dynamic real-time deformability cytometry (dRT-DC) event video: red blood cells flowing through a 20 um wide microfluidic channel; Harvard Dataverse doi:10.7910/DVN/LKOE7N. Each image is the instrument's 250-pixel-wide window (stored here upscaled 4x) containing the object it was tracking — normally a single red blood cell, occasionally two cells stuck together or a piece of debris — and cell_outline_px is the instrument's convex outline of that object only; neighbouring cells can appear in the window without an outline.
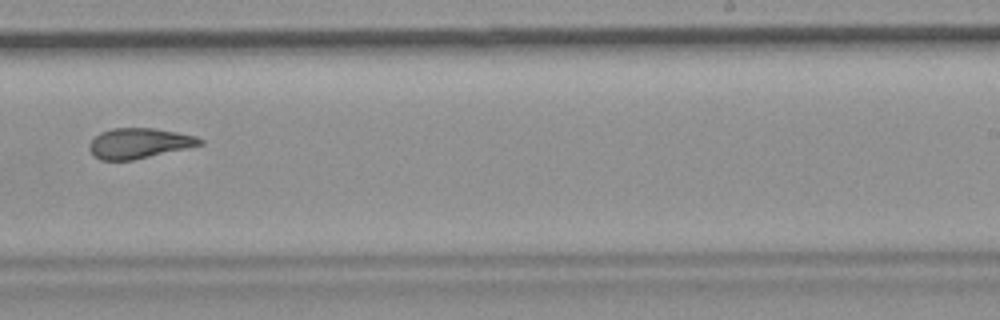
{"species": "common noctule bat (a hibernating species)", "species_latin": "Nyctalus noctula", "temperature_condition": "room temperature", "stored_images_in_passage": 8, "camera_frame_rate_fps": 3000, "um_per_image_px": 0.085, "animal": {"sex": "female", "body_mass_g": 19.9}, "frame": {"image": 1, "passage_image": 8, "time_ms": 9.0, "image_size_px": [1000, 320], "cell_outline_px": [[204, 144], [132, 160], [100, 160], [88, 148], [92, 140], [100, 132], [112, 128], [152, 128], [176, 132], [196, 136], [204, 140]], "centroid_in_image_um": [11.83, 12.17], "position_along_channel_um": 277.2, "area_um2": 19.25}}